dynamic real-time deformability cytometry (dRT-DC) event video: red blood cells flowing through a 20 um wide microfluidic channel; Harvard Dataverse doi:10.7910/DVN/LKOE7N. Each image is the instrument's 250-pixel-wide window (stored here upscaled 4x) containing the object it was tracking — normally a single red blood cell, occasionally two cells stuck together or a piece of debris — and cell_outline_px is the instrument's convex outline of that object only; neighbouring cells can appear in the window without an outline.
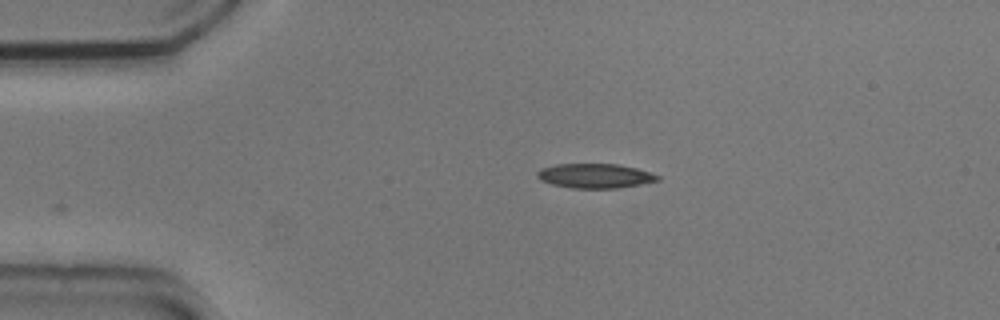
{"species": "common noctule bat (a hibernating species)", "species_latin": "Nyctalus noctula", "temperature_condition": "cold", "stored_images_in_passage": 6, "camera_frame_rate_fps": 3000, "um_per_image_px": 0.085, "animal": {"sex": "male", "body_mass_g": 20.5, "forearm_length_mm": 52.5}, "frame": {"image": 1, "passage_image": 1, "time_ms": 0.0, "image_size_px": [1000, 320], "cell_outline_px": [[660, 180], [640, 184], [616, 188], [572, 188], [552, 184], [540, 180], [536, 176], [536, 172], [540, 168], [556, 164], [620, 164], [636, 168], [660, 176]], "centroid_in_image_um": [50.54, 14.94], "position_along_channel_um": 34.5, "area_um2": 17.17}}